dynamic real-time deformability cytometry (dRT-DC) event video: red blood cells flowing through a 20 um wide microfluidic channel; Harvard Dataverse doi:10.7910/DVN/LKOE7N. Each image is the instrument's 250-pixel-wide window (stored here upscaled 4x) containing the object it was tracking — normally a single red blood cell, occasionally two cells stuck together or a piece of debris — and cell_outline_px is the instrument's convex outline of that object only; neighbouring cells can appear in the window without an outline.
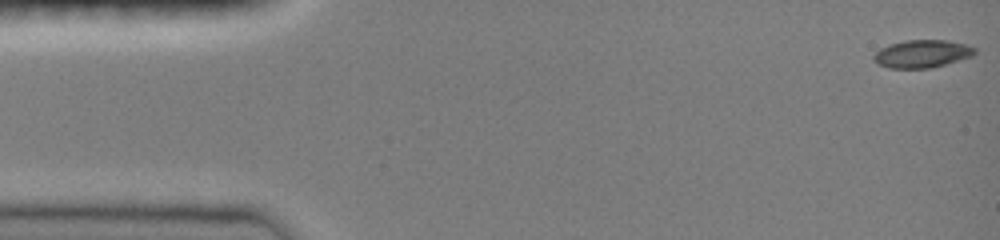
{"species": "common noctule bat (a hibernating species)", "species_latin": "Nyctalus noctula", "temperature_condition": "room temperature", "stored_images_in_passage": 47, "camera_frame_rate_fps": 3000, "um_per_image_px": 0.085, "animal": {"sex": "female", "body_mass_g": 19.0, "forearm_length_mm": 51.5}, "frame": {"image": 1, "passage_image": 1, "time_ms": 0.0, "image_size_px": [1000, 240], "cell_outline_px": [[976, 52], [972, 56], [932, 68], [888, 68], [872, 60], [872, 56], [880, 48], [888, 44], [904, 40], [948, 40], [964, 44], [976, 48]], "centroid_in_image_um": [78.35, 4.57], "position_along_channel_um": 6.6, "area_um2": 16.42}}
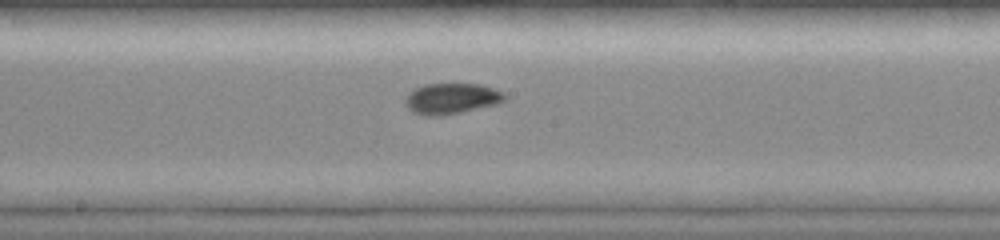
{"frame": {"image": 2, "passage_image": 25, "time_ms": 8.0, "image_size_px": [1000, 240], "cell_outline_px": [[508, 96], [500, 104], [440, 116], [424, 116], [412, 112], [404, 104], [404, 96], [408, 92], [424, 84], [480, 84], [504, 92]], "centroid_in_image_um": [38.36, 8.38], "position_along_channel_um": 209.8, "area_um2": 18.15}}
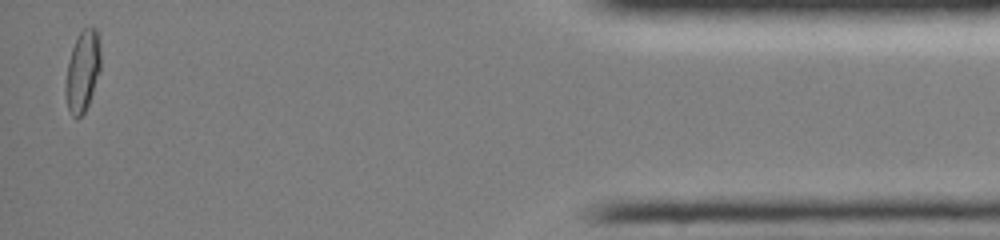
{"frame": {"image": 3, "passage_image": 46, "time_ms": 15.0, "image_size_px": [1000, 240], "cell_outline_px": [[100, 68], [88, 104], [84, 112], [76, 120], [72, 116], [68, 108], [64, 92], [64, 88], [68, 60], [72, 48], [80, 32], [84, 28], [96, 28], [100, 48]], "centroid_in_image_um": [6.99, 6.07], "position_along_channel_um": 428.2, "area_um2": 16.42}}